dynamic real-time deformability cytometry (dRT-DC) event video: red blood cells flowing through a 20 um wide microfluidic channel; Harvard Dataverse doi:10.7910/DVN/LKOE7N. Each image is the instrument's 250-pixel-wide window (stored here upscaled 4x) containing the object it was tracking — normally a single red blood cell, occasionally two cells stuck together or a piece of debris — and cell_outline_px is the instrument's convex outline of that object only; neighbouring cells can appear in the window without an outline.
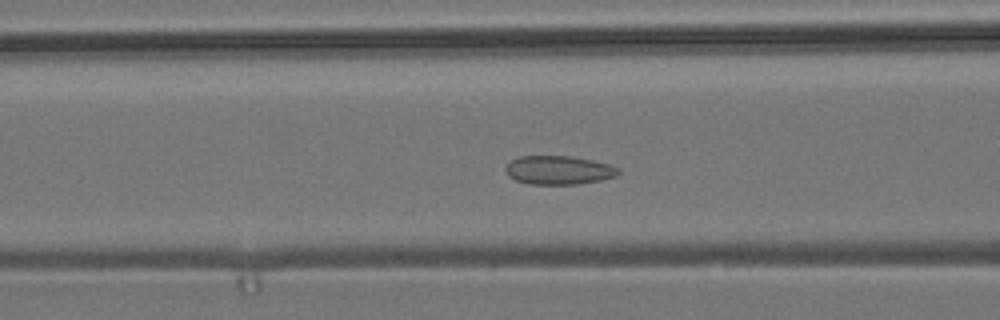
{"species": "common noctule bat (a hibernating species)", "species_latin": "Nyctalus noctula", "temperature_condition": "room temperature", "stored_images_in_passage": 55, "camera_frame_rate_fps": 3000, "um_per_image_px": 0.085, "animal": {"sex": "male", "body_mass_g": 19.2, "forearm_length_mm": 51.8}, "frame": {"image": 1, "passage_image": 20, "time_ms": 6.333, "image_size_px": [1000, 320], "cell_outline_px": [[620, 172], [616, 176], [600, 180], [576, 184], [528, 184], [516, 180], [508, 176], [504, 172], [504, 168], [512, 160], [520, 156], [572, 156], [592, 160], [608, 164], [620, 168]], "centroid_in_image_um": [47.47, 14.46], "position_along_channel_um": 119.1, "area_um2": 18.9}}
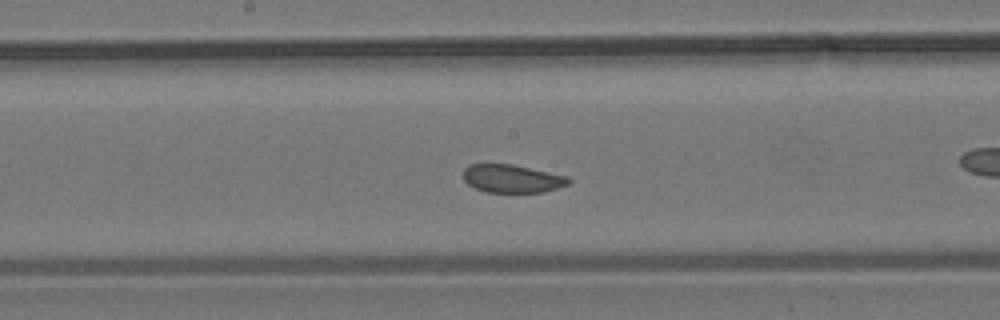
{"frame": {"image": 2, "passage_image": 27, "time_ms": 8.667, "image_size_px": [1000, 320], "cell_outline_px": [[572, 180], [568, 184], [544, 192], [484, 192], [468, 184], [464, 180], [464, 168], [472, 164], [512, 164], [568, 176]], "centroid_in_image_um": [43.54, 15.18], "position_along_channel_um": 204.7, "area_um2": 17.17}}
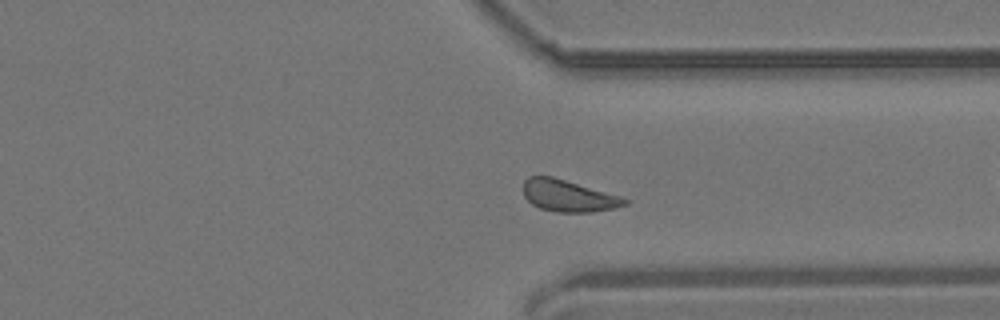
{"frame": {"image": 3, "passage_image": 40, "time_ms": 13.0, "image_size_px": [1000, 320], "cell_outline_px": [[628, 204], [616, 208], [592, 212], [556, 212], [540, 208], [532, 204], [524, 196], [524, 180], [528, 176], [552, 176], [620, 196], [628, 200]], "centroid_in_image_um": [48.31, 16.65], "position_along_channel_um": 363.1, "area_um2": 18.67}, "authors_computed_cell_mechanics": {"area_um2": 18.6694, "velocity_mm_per_s": 3.6657, "shape_relaxation_time_tau1_ms": null, "shape_relaxation_time_tau2_ms": 2.0314, "deformation_change_tau1": null, "deformation_change_tau2": 0.0684}}